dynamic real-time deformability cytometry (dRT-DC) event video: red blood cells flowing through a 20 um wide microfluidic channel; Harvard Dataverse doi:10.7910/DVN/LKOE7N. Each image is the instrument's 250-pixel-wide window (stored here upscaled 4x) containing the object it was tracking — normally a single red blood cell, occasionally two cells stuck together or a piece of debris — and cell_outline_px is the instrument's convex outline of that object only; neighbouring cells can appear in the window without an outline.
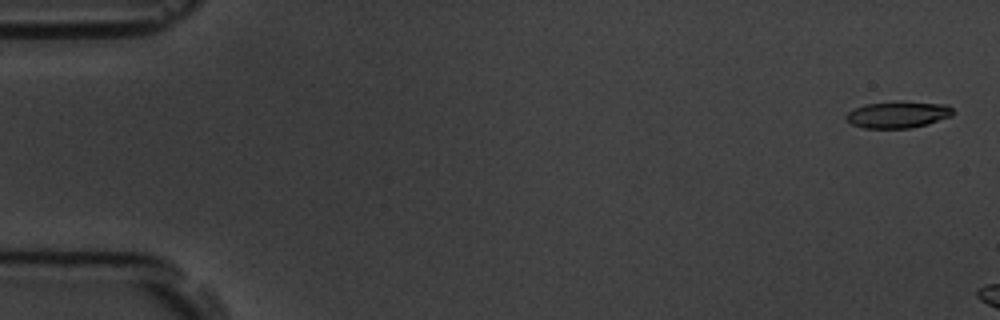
{"species": "common noctule bat (a hibernating species)", "species_latin": "Nyctalus noctula", "temperature_condition": "room temperature", "stored_images_in_passage": 3, "camera_frame_rate_fps": 3000, "um_per_image_px": 0.085, "animal": {"sex": "male", "body_mass_g": 19.5, "forearm_length_mm": 54.6}, "frame": {"image": 1, "passage_image": 1, "time_ms": 0.0, "image_size_px": [1000, 320], "cell_outline_px": [[956, 112], [952, 116], [928, 124], [912, 128], [864, 128], [852, 124], [844, 116], [848, 112], [864, 104], [900, 100], [948, 104]], "centroid_in_image_um": [76.38, 9.72], "position_along_channel_um": 8.6, "area_um2": 16.99}}